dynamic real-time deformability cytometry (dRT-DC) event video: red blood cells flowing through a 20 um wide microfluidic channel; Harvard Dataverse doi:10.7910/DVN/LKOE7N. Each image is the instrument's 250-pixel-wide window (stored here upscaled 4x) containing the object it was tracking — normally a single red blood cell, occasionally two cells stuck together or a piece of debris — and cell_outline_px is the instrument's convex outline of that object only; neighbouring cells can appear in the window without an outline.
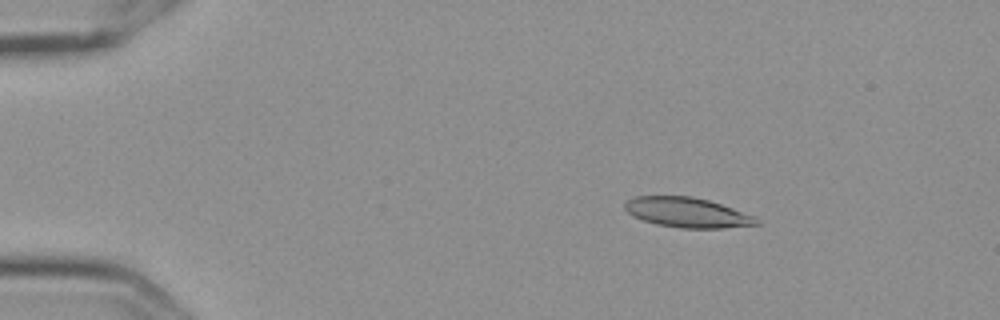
{"species": "Egyptian fruit bat (a non-hibernating species)", "species_latin": "Rousettus aegyptiacus", "temperature_condition": "cold", "stored_images_in_passage": 57, "camera_frame_rate_fps": 3000, "um_per_image_px": 0.085, "frame": {"image": 1, "passage_image": 10, "time_ms": 3.0, "image_size_px": [1000, 320], "cell_outline_px": [[760, 224], [724, 228], [680, 228], [656, 224], [644, 220], [628, 212], [624, 208], [624, 204], [628, 200], [636, 196], [692, 196], [708, 200], [756, 216]], "centroid_in_image_um": [58.44, 18.06], "position_along_channel_um": 26.6, "area_um2": 22.77}}
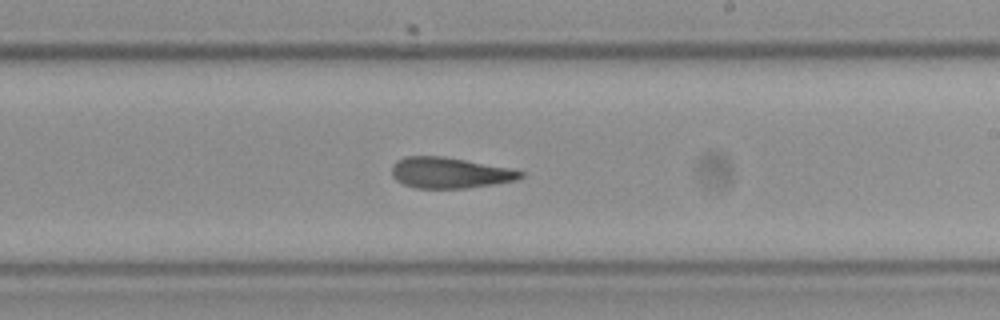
{"frame": {"image": 2, "passage_image": 35, "time_ms": 11.333, "image_size_px": [1000, 320], "cell_outline_px": [[524, 176], [516, 180], [468, 188], [416, 188], [404, 184], [396, 180], [392, 176], [392, 164], [396, 160], [408, 156], [440, 156], [464, 160], [508, 168], [524, 172]], "centroid_in_image_um": [38.19, 14.69], "position_along_channel_um": 250.8, "area_um2": 22.89}}
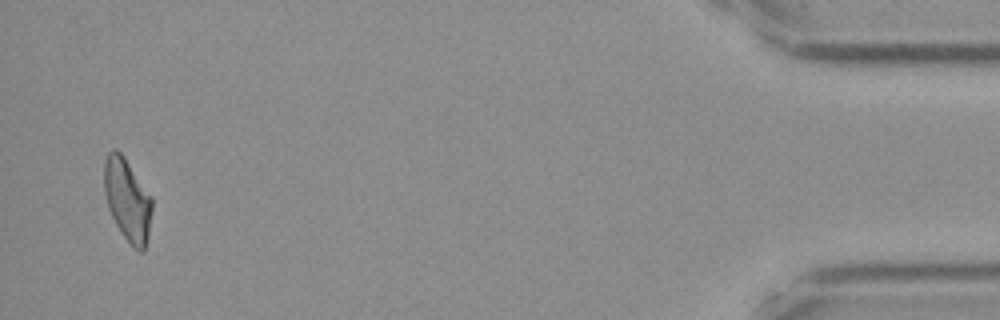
{"frame": {"image": 3, "passage_image": 56, "time_ms": 18.333, "image_size_px": [1000, 320], "cell_outline_px": [[152, 212], [148, 236], [144, 252], [140, 252], [124, 236], [116, 224], [108, 208], [104, 192], [104, 160], [108, 152], [112, 148], [116, 148], [124, 156], [152, 196]], "centroid_in_image_um": [10.83, 16.94], "position_along_channel_um": 424.4, "area_um2": 23.06}, "authors_computed_cell_mechanics": {"area_um2": 23.409, "velocity_mm_per_s": 3.5926, "shape_relaxation_time_tau1_ms": null, "shape_relaxation_time_tau2_ms": 4.3578, "deformation_change_tau1": null, "deformation_change_tau2": 0.1394}}